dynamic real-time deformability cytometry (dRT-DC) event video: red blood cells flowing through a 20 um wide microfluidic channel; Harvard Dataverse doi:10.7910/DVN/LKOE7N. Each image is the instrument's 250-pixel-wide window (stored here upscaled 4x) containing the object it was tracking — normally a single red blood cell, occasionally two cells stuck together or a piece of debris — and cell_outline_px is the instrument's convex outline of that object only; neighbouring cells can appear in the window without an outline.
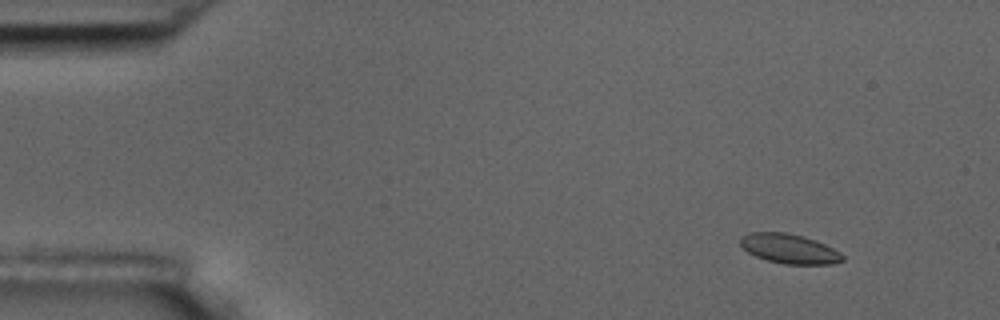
{"species": "common noctule bat (a hibernating species)", "species_latin": "Nyctalus noctula", "temperature_condition": "room temperature", "stored_images_in_passage": 5, "camera_frame_rate_fps": 3000, "um_per_image_px": 0.085, "animal": {"sex": "male", "body_mass_g": 17.5, "forearm_length_mm": 52.3}, "frame": {"image": 1, "passage_image": 2, "time_ms": 1.333, "image_size_px": [1000, 320], "cell_outline_px": [[844, 260], [832, 264], [784, 264], [768, 260], [756, 256], [748, 252], [740, 244], [740, 236], [752, 232], [784, 232], [804, 236], [816, 240], [840, 252], [844, 256]], "centroid_in_image_um": [67.1, 21.13], "position_along_channel_um": 17.9, "area_um2": 17.57}}